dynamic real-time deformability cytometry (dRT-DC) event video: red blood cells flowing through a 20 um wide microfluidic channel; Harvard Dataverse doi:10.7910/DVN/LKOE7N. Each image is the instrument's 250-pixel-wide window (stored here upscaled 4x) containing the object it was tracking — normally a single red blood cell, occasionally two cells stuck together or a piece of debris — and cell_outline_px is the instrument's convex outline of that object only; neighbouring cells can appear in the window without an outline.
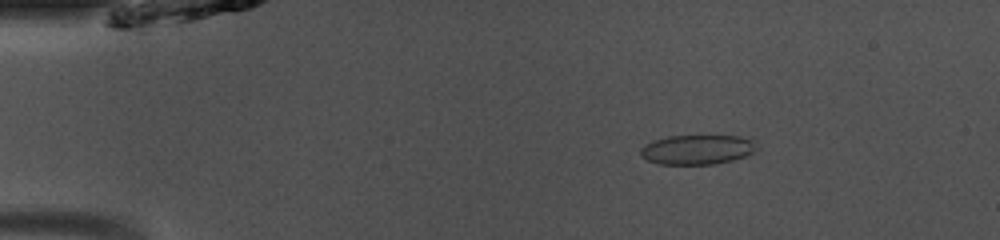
{"species": "common noctule bat (a hibernating species)", "species_latin": "Nyctalus noctula", "temperature_condition": "room temperature", "stored_images_in_passage": 42, "camera_frame_rate_fps": 3000, "um_per_image_px": 0.085, "animal": {"sex": "male", "body_mass_g": 13.0, "forearm_length_mm": 53.1}, "frame": {"image": 1, "passage_image": 2, "time_ms": 0.333, "image_size_px": [1000, 240], "cell_outline_px": [[760, 148], [756, 152], [732, 160], [712, 164], [660, 164], [648, 160], [640, 156], [640, 148], [644, 144], [652, 140], [668, 136], [752, 136], [760, 144]], "centroid_in_image_um": [59.35, 12.69], "position_along_channel_um": 25.6, "area_um2": 20.58}}
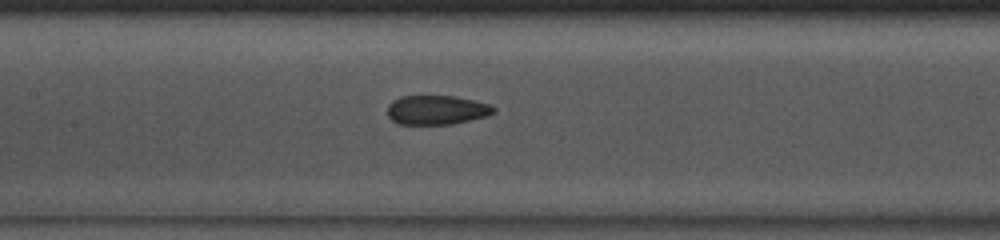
{"frame": {"image": 2, "passage_image": 17, "time_ms": 5.333, "image_size_px": [1000, 240], "cell_outline_px": [[496, 112], [484, 116], [452, 124], [396, 124], [388, 116], [388, 104], [392, 100], [400, 96], [456, 96], [492, 104], [496, 108]], "centroid_in_image_um": [37.11, 9.34], "position_along_channel_um": 170.3, "area_um2": 18.21}}
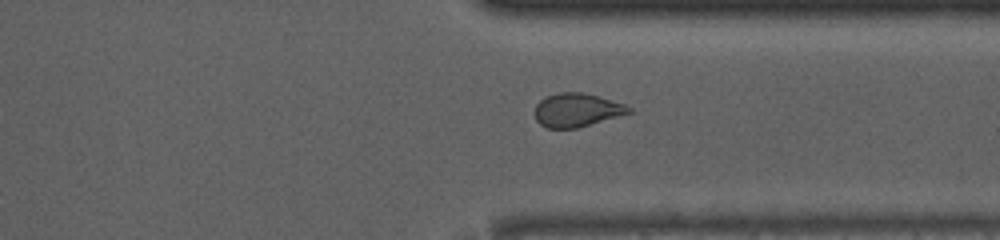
{"frame": {"image": 3, "passage_image": 31, "time_ms": 10.0, "image_size_px": [1000, 240], "cell_outline_px": [[632, 112], [620, 116], [576, 128], [548, 128], [540, 124], [536, 120], [532, 112], [536, 104], [544, 96], [560, 92], [584, 92], [624, 104], [632, 108]], "centroid_in_image_um": [48.98, 9.35], "position_along_channel_um": 362.4, "area_um2": 18.55}, "authors_computed_cell_mechanics": {"area_um2": 19.4786, "velocity_mm_per_s": 4.1257, "shape_relaxation_time_tau1_ms": null, "shape_relaxation_time_tau2_ms": 0.4627, "deformation_change_tau1": null, "deformation_change_tau2": 0.0419}}